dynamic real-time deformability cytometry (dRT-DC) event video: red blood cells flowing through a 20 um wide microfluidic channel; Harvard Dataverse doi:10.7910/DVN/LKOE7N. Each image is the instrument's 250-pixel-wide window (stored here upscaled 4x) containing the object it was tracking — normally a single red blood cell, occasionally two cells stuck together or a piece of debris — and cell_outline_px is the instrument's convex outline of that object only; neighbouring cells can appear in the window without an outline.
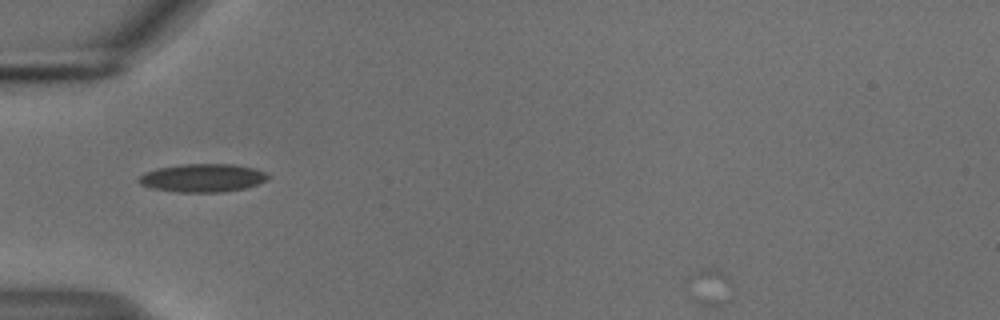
{"species": "common noctule bat (a hibernating species)", "species_latin": "Nyctalus noctula", "temperature_condition": "cold", "stored_images_in_passage": 3, "camera_frame_rate_fps": 3000, "um_per_image_px": 0.085, "animal": {"sex": "male", "body_mass_g": 18.8}, "frame": {"image": 1, "passage_image": 2, "time_ms": 0.333, "image_size_px": [1000, 320], "cell_outline_px": [[736, 296], [724, 304], [696, 304], [692, 300], [688, 276], [692, 272], [700, 268], [716, 268], [728, 276], [736, 284]], "centroid_in_image_um": [60.45, 24.37], "position_along_channel_um": 24.5, "area_um2": 10.29}}